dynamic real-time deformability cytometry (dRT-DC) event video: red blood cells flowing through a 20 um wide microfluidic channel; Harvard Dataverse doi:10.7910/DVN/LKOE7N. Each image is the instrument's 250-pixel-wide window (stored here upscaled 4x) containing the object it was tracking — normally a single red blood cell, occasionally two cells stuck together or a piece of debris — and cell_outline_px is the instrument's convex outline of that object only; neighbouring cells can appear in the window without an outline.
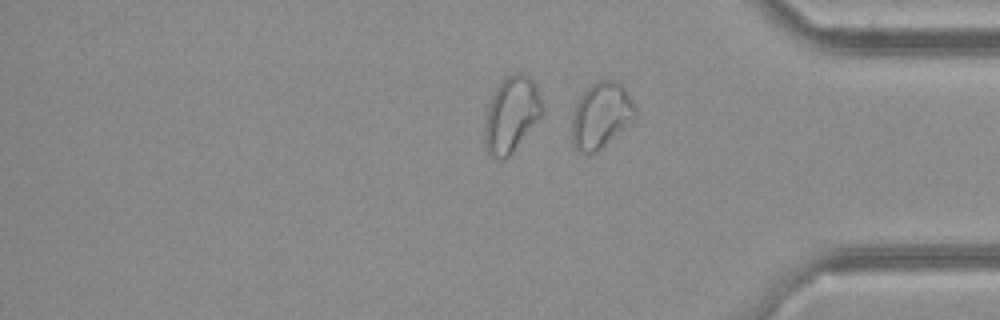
{"species": "common noctule bat (a hibernating species)", "species_latin": "Nyctalus noctula", "temperature_condition": "cold", "stored_images_in_passage": 41, "camera_frame_rate_fps": 3000, "um_per_image_px": 0.085, "animal": {"sex": "female", "body_mass_g": 21.9}, "frame": {"image": 1, "passage_image": 41, "time_ms": 13.333, "image_size_px": [1000, 320], "cell_outline_px": [[636, 116], [628, 124], [596, 152], [580, 152], [572, 144], [572, 116], [576, 104], [580, 96], [588, 84], [596, 80], [616, 80], [628, 92], [636, 104]], "centroid_in_image_um": [51.08, 9.75], "position_along_channel_um": 384.1, "area_um2": 24.28}}